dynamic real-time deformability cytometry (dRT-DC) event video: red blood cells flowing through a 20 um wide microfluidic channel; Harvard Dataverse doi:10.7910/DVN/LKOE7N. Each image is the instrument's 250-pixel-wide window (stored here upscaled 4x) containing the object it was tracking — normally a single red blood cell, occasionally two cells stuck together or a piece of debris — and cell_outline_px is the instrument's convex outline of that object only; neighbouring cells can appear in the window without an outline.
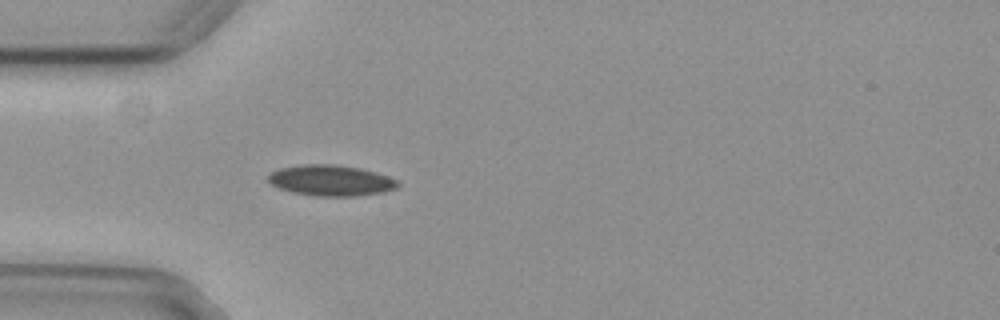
{"species": "common noctule bat (a hibernating species)", "species_latin": "Nyctalus noctula", "temperature_condition": "cold", "stored_images_in_passage": 22, "camera_frame_rate_fps": 3000, "um_per_image_px": 0.085, "animal": {"sex": "female", "body_mass_g": 29.2, "forearm_length_mm": 56.3}, "frame": {"image": 1, "passage_image": 1, "time_ms": 0.0, "image_size_px": [1000, 320], "cell_outline_px": [[400, 184], [396, 188], [384, 192], [356, 196], [316, 196], [292, 192], [280, 188], [272, 184], [268, 180], [268, 176], [272, 172], [280, 168], [304, 164], [332, 164], [360, 168], [376, 172], [388, 176], [396, 180]], "centroid_in_image_um": [28.15, 15.34], "position_along_channel_um": 56.9, "area_um2": 23.18}}
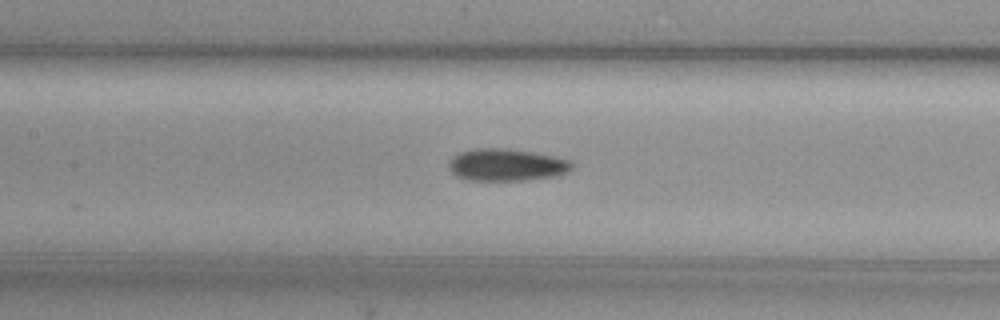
{"frame": {"image": 2, "passage_image": 10, "time_ms": 3.0, "image_size_px": [1000, 320], "cell_outline_px": [[572, 168], [568, 172], [556, 176], [528, 180], [468, 180], [456, 176], [452, 172], [448, 164], [448, 160], [452, 156], [460, 152], [480, 148], [504, 148], [536, 152], [556, 156], [572, 160]], "centroid_in_image_um": [43.08, 14.01], "position_along_channel_um": 164.3, "area_um2": 23.35}}
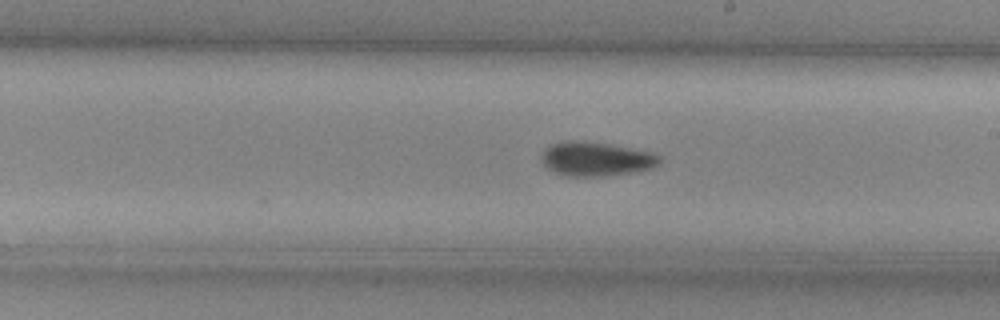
{"frame": {"image": 3, "passage_image": 16, "time_ms": 5.0, "image_size_px": [1000, 320], "cell_outline_px": [[660, 160], [652, 168], [640, 172], [608, 176], [564, 176], [548, 168], [540, 160], [540, 156], [544, 148], [552, 144], [568, 140], [572, 140], [608, 144], [648, 152], [660, 156]], "centroid_in_image_um": [50.62, 13.53], "position_along_channel_um": 238.4, "area_um2": 23.41}}